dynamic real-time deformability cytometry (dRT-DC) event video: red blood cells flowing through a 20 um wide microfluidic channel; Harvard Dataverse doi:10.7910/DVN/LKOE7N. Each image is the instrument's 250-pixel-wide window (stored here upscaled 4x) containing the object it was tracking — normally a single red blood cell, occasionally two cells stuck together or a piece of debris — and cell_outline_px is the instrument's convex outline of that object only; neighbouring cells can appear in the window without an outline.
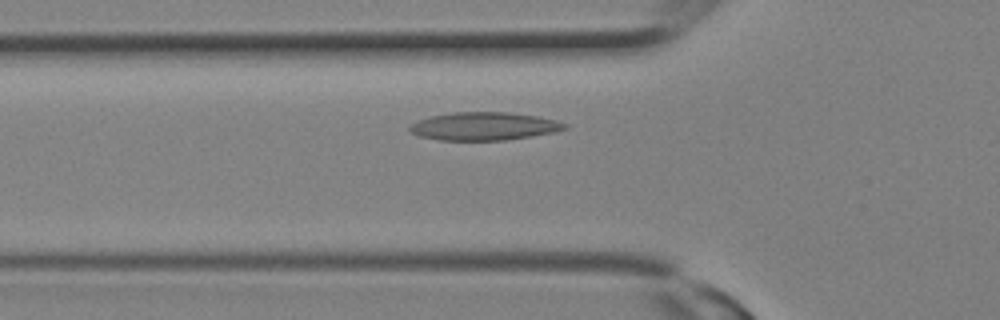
{"species": "Egyptian fruit bat (a non-hibernating species)", "species_latin": "Rousettus aegyptiacus", "temperature_condition": "room temperature", "stored_images_in_passage": 11, "camera_frame_rate_fps": 3000, "um_per_image_px": 0.085, "animal": {"sex": "female"}, "frame": {"image": 1, "passage_image": 7, "time_ms": 2.0, "image_size_px": [1000, 320], "cell_outline_px": [[568, 128], [556, 132], [532, 136], [504, 140], [440, 140], [420, 136], [412, 132], [408, 128], [408, 124], [416, 120], [428, 116], [452, 112], [508, 112], [536, 116], [556, 120], [568, 124]], "centroid_in_image_um": [41.12, 10.72], "position_along_channel_um": 84.7, "area_um2": 25.55}}
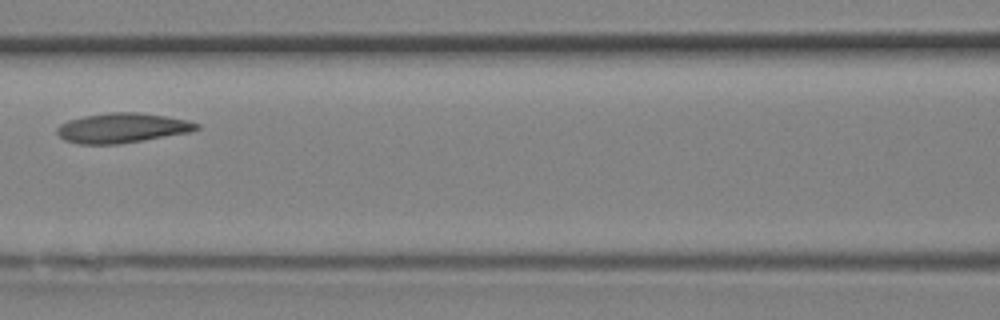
{"frame": {"image": 2, "passage_image": 10, "time_ms": 3.0, "image_size_px": [1000, 320], "cell_outline_px": [[200, 128], [188, 132], [144, 140], [120, 144], [76, 144], [64, 140], [56, 132], [56, 128], [60, 124], [68, 120], [84, 116], [108, 112], [136, 112], [164, 116], [188, 120], [200, 124]], "centroid_in_image_um": [10.35, 10.88], "position_along_channel_um": 156.3, "area_um2": 24.22}}